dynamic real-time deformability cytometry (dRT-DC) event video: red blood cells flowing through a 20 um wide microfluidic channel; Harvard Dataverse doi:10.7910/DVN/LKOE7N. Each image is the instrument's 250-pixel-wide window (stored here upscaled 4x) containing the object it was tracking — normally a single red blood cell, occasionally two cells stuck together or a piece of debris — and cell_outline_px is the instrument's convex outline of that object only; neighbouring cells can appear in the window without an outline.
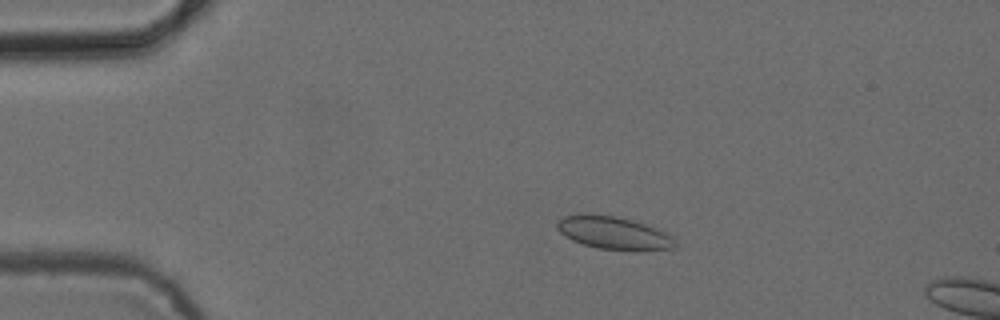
{"species": "common noctule bat (a hibernating species)", "species_latin": "Nyctalus noctula", "temperature_condition": "cold", "stored_images_in_passage": 14, "camera_frame_rate_fps": 3000, "um_per_image_px": 0.085, "animal": {"sex": "female", "body_mass_g": 24.6, "forearm_length_mm": 56.2}, "frame": {"image": 1, "passage_image": 10, "time_ms": 3.0, "image_size_px": [1000, 320], "cell_outline_px": [[676, 248], [600, 248], [584, 244], [572, 240], [564, 236], [556, 228], [556, 224], [564, 216], [616, 216], [632, 220], [656, 228], [672, 236], [676, 244]], "centroid_in_image_um": [52.14, 19.79], "position_along_channel_um": 32.9, "area_um2": 21.1}}